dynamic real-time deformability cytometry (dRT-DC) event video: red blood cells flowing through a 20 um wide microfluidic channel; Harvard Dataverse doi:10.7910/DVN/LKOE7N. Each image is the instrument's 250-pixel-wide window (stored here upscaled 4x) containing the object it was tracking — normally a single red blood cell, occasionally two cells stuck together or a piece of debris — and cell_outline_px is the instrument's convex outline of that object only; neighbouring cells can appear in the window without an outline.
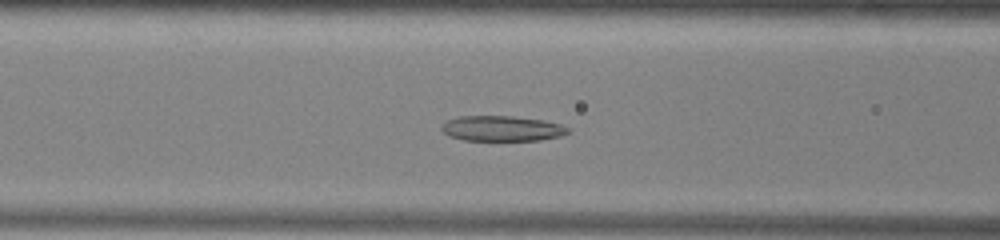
{"species": "common noctule bat (a hibernating species)", "species_latin": "Nyctalus noctula", "temperature_condition": "warm", "stored_images_in_passage": 47, "camera_frame_rate_fps": 3000, "um_per_image_px": 0.085, "animal": {"sex": "male", "body_mass_g": 13.0, "forearm_length_mm": 53.1}, "frame": {"image": 1, "passage_image": 15, "time_ms": 4.667, "image_size_px": [1000, 240], "cell_outline_px": [[572, 132], [560, 136], [540, 140], [464, 140], [448, 136], [440, 128], [448, 120], [460, 116], [512, 116], [544, 120], [560, 124], [568, 128]], "centroid_in_image_um": [42.69, 10.92], "position_along_channel_um": 123.9, "area_um2": 18.61}}
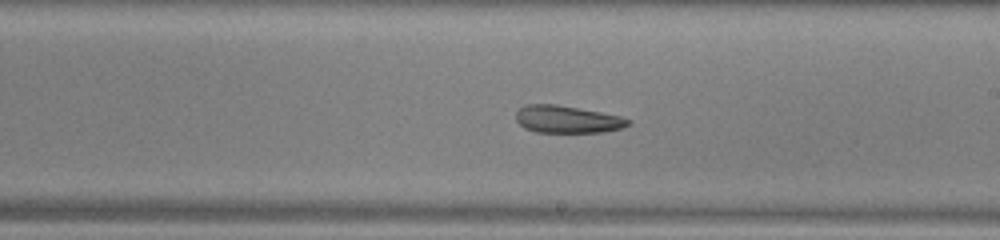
{"frame": {"image": 2, "passage_image": 24, "time_ms": 7.667, "image_size_px": [1000, 240], "cell_outline_px": [[632, 124], [624, 128], [604, 132], [536, 132], [524, 128], [516, 120], [516, 112], [524, 104], [556, 104], [600, 112], [620, 116], [632, 120]], "centroid_in_image_um": [48.24, 10.14], "position_along_channel_um": 240.8, "area_um2": 18.03}}
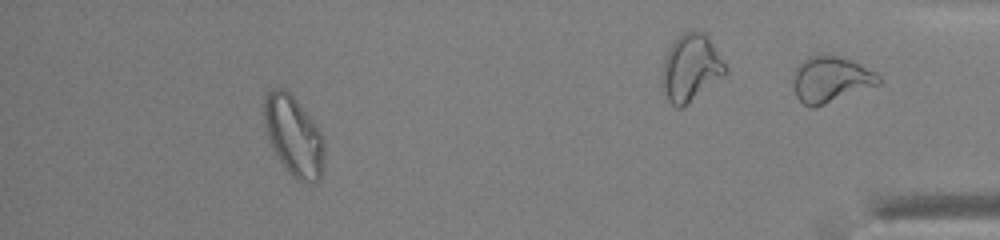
{"frame": {"image": 3, "passage_image": 42, "time_ms": 13.667, "image_size_px": [1000, 240], "cell_outline_px": [[324, 164], [320, 180], [312, 184], [300, 180], [292, 176], [284, 168], [272, 148], [268, 140], [264, 124], [264, 96], [272, 88], [284, 88], [300, 104], [320, 128], [324, 136]], "centroid_in_image_um": [24.98, 11.57], "position_along_channel_um": 410.2, "area_um2": 28.55}, "authors_computed_cell_mechanics": {"area_um2": 21.5016, "velocity_mm_per_s": 3.9068, "shape_relaxation_time_tau1_ms": null, "shape_relaxation_time_tau2_ms": 9.5764, "deformation_change_tau1": null, "deformation_change_tau2": 0.1564}}